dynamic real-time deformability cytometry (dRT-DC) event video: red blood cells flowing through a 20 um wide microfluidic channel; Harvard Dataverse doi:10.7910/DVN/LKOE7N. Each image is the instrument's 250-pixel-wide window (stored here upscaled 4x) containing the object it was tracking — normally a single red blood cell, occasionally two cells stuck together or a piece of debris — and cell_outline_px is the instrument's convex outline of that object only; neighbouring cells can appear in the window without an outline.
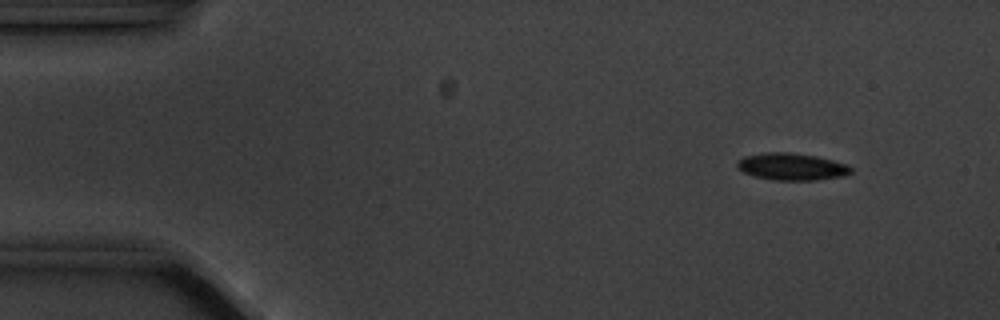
{"species": "common noctule bat (a hibernating species)", "species_latin": "Nyctalus noctula", "temperature_condition": "cold", "stored_images_in_passage": 4, "camera_frame_rate_fps": 3000, "um_per_image_px": 0.085, "animal": {"sex": "male", "body_mass_g": 20.1, "forearm_length_mm": 53.5}, "frame": {"image": 1, "passage_image": 1, "time_ms": 0.0, "image_size_px": [1000, 320], "cell_outline_px": [[852, 172], [844, 176], [816, 180], [772, 180], [756, 176], [744, 172], [736, 164], [736, 160], [744, 156], [764, 152], [792, 152], [816, 156], [848, 164], [852, 168]], "centroid_in_image_um": [67.31, 14.16], "position_along_channel_um": 17.7, "area_um2": 18.03}}
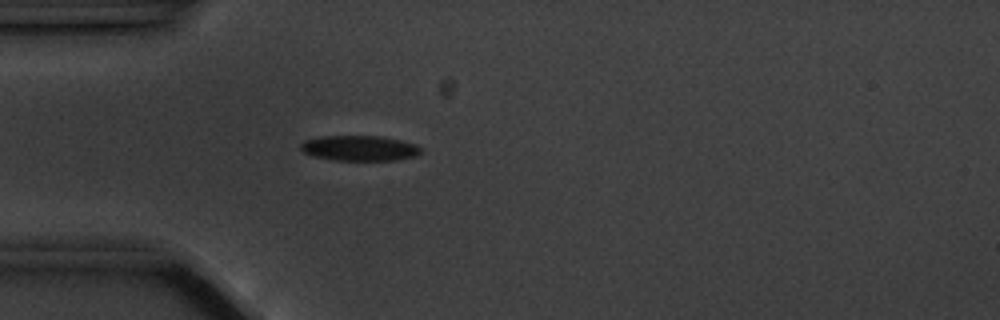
{"frame": {"image": 2, "passage_image": 4, "time_ms": 3.333, "image_size_px": [1000, 320], "cell_outline_px": [[420, 152], [416, 156], [396, 160], [336, 160], [312, 156], [304, 152], [300, 148], [300, 144], [304, 140], [320, 136], [380, 136], [400, 140], [416, 144], [420, 148]], "centroid_in_image_um": [30.53, 12.59], "position_along_channel_um": 54.5, "area_um2": 17.69}}